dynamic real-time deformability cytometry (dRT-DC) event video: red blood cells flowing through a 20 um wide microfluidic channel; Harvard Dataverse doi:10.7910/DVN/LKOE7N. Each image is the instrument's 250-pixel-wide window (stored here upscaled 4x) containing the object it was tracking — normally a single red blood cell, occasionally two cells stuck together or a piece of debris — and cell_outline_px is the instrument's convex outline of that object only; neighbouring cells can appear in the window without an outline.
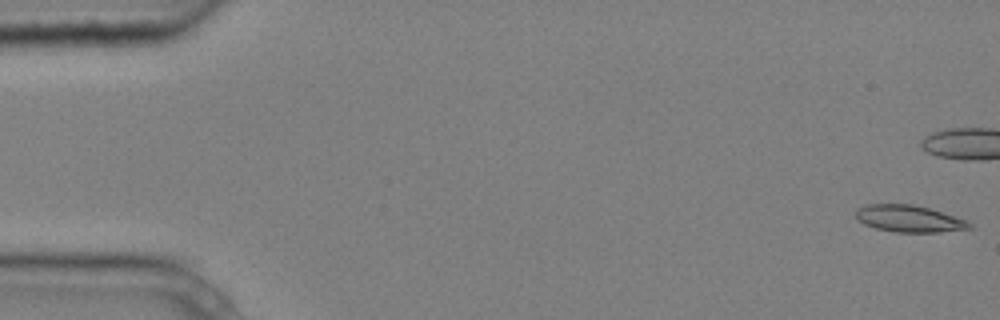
{"species": "common noctule bat (a hibernating species)", "species_latin": "Nyctalus noctula", "temperature_condition": "cold", "stored_images_in_passage": 5, "camera_frame_rate_fps": 3000, "um_per_image_px": 0.085, "animal": {"sex": "male", "body_mass_g": 20.4}, "frame": {"image": 1, "passage_image": 1, "time_ms": 0.0, "image_size_px": [1000, 320], "cell_outline_px": [[972, 228], [940, 232], [896, 232], [876, 228], [864, 224], [856, 216], [856, 208], [864, 204], [912, 204], [928, 208], [968, 220], [972, 224]], "centroid_in_image_um": [77.28, 18.58], "position_along_channel_um": 7.7, "area_um2": 17.74}}
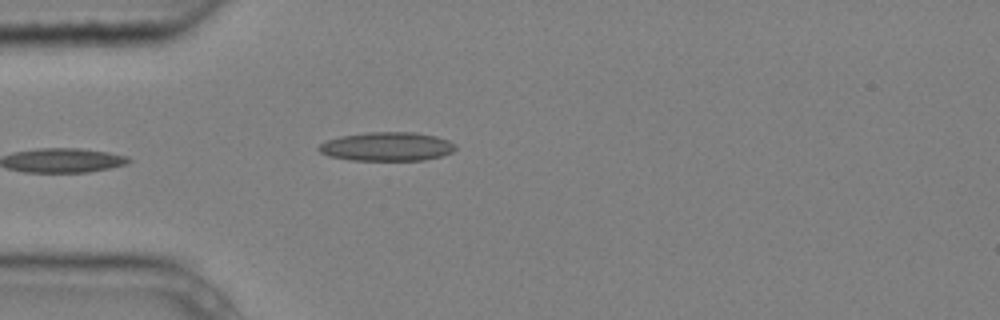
{"frame": {"image": 2, "passage_image": 5, "time_ms": 1.333, "image_size_px": [1000, 320], "cell_outline_px": [[456, 148], [452, 152], [440, 156], [424, 160], [352, 160], [328, 156], [320, 152], [316, 148], [320, 144], [328, 140], [340, 136], [368, 132], [416, 132], [436, 136], [448, 140], [456, 144]], "centroid_in_image_um": [32.89, 12.45], "position_along_channel_um": 52.1, "area_um2": 23.0}}